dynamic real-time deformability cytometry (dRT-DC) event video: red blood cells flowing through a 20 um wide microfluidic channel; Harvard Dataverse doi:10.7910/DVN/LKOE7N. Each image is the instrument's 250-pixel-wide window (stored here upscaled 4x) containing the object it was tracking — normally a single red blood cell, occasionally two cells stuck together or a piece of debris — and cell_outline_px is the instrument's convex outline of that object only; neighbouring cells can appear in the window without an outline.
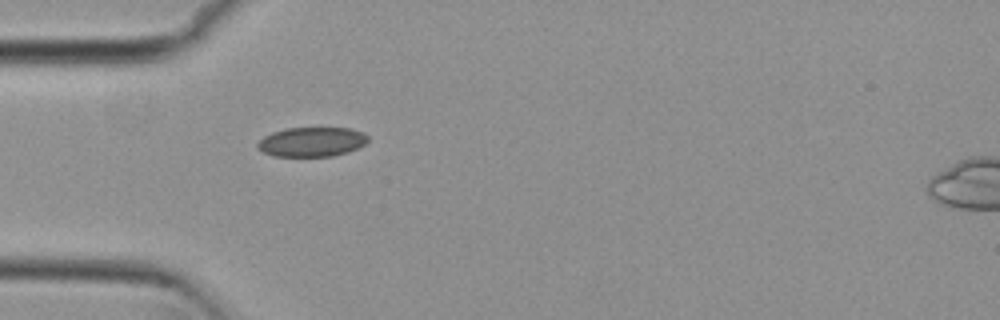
{"species": "common noctule bat (a hibernating species)", "species_latin": "Nyctalus noctula", "temperature_condition": "cold", "stored_images_in_passage": 39, "camera_frame_rate_fps": 3000, "um_per_image_px": 0.085, "animal": {"sex": "female", "body_mass_g": 29.2, "forearm_length_mm": 56.3}, "frame": {"image": 1, "passage_image": 1, "time_ms": 0.0, "image_size_px": [1000, 320], "cell_outline_px": [[368, 140], [364, 144], [348, 152], [332, 156], [272, 156], [256, 148], [256, 144], [264, 136], [272, 132], [284, 128], [352, 128], [364, 132], [368, 136]], "centroid_in_image_um": [26.49, 12.05], "position_along_channel_um": 58.5, "area_um2": 19.07}}
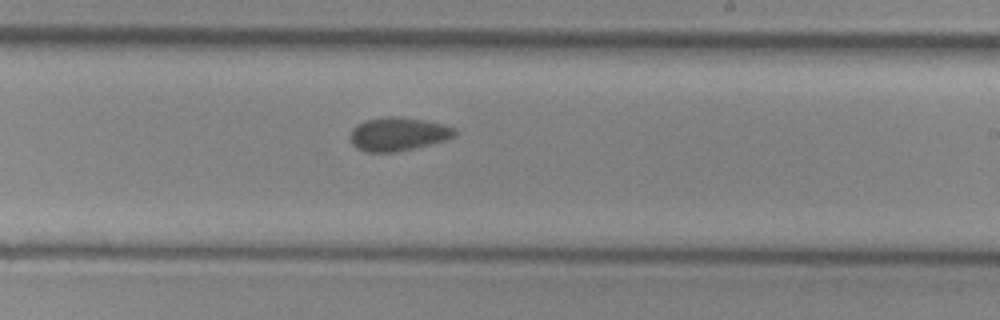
{"frame": {"image": 2, "passage_image": 17, "time_ms": 5.333, "image_size_px": [1000, 320], "cell_outline_px": [[456, 136], [448, 140], [396, 152], [368, 152], [356, 148], [352, 144], [348, 136], [352, 128], [356, 124], [368, 120], [388, 116], [400, 116], [424, 120], [444, 124], [456, 128]], "centroid_in_image_um": [33.84, 11.39], "position_along_channel_um": 255.2, "area_um2": 20.69}}
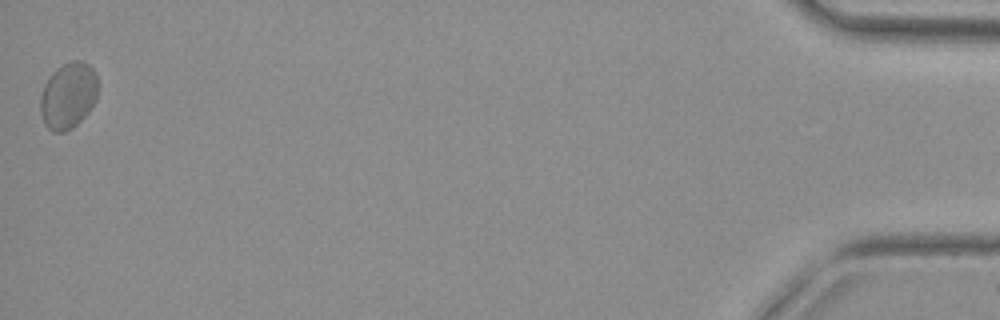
{"frame": {"image": 3, "passage_image": 39, "time_ms": 12.667, "image_size_px": [1000, 320], "cell_outline_px": [[96, 100], [88, 112], [72, 128], [64, 132], [52, 132], [44, 124], [40, 112], [40, 96], [44, 84], [48, 76], [56, 68], [72, 60], [80, 60], [88, 64], [96, 72]], "centroid_in_image_um": [5.77, 8.12], "position_along_channel_um": 429.4, "area_um2": 22.31}, "authors_computed_cell_mechanics": {"area_um2": 20.4612, "velocity_mm_per_s": 3.7613, "shape_relaxation_time_tau1_ms": null, "shape_relaxation_time_tau2_ms": 2.2679, "deformation_change_tau1": null, "deformation_change_tau2": 0.0534}}